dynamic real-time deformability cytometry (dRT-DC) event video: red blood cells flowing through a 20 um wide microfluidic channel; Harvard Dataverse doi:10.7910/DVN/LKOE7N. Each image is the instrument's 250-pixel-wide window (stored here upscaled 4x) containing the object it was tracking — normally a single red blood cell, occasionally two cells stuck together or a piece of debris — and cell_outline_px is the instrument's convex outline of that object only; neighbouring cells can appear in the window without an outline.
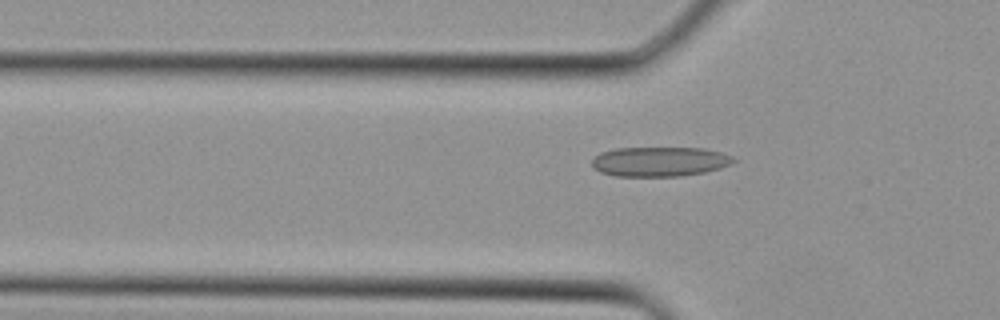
{"species": "Egyptian fruit bat (a non-hibernating species)", "species_latin": "Rousettus aegyptiacus", "temperature_condition": "cold", "stored_images_in_passage": 2, "camera_frame_rate_fps": 3000, "um_per_image_px": 0.085, "animal": {"sex": "female"}, "frame": {"image": 1, "passage_image": 2, "time_ms": 0.333, "image_size_px": [1000, 320], "cell_outline_px": [[736, 160], [732, 164], [720, 168], [704, 172], [680, 176], [616, 176], [600, 172], [592, 168], [592, 160], [600, 152], [616, 148], [704, 148], [720, 152], [732, 156]], "centroid_in_image_um": [56.06, 13.73], "position_along_channel_um": 69.7, "area_um2": 24.51}}